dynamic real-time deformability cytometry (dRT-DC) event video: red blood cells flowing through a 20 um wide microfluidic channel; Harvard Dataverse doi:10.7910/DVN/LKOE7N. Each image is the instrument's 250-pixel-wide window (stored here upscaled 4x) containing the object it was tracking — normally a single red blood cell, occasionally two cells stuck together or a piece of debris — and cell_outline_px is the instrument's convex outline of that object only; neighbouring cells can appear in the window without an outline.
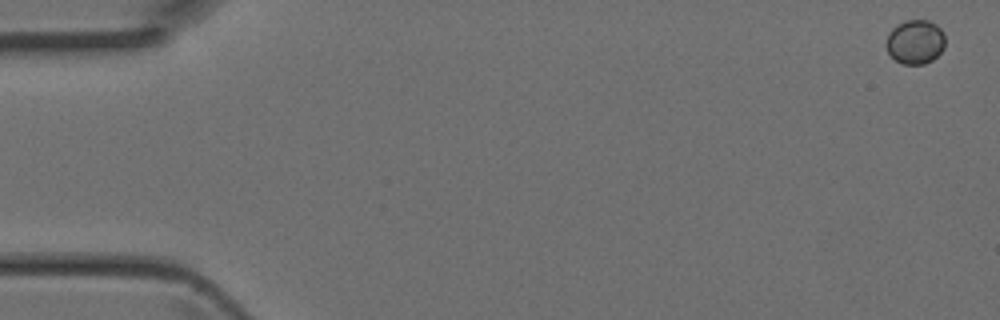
{"species": "Egyptian fruit bat (a non-hibernating species)", "species_latin": "Rousettus aegyptiacus", "temperature_condition": "room temperature", "stored_images_in_passage": 45, "camera_frame_rate_fps": 3000, "um_per_image_px": 0.085, "animal": {"sex": "female"}, "frame": {"image": 1, "passage_image": 1, "time_ms": 0.0, "image_size_px": [1000, 320], "cell_outline_px": [[944, 48], [932, 60], [924, 64], [904, 64], [896, 60], [888, 52], [884, 44], [888, 32], [896, 24], [904, 20], [928, 20], [936, 24], [940, 28], [944, 36]], "centroid_in_image_um": [77.76, 3.54], "position_along_channel_um": 7.2, "area_um2": 15.32}}
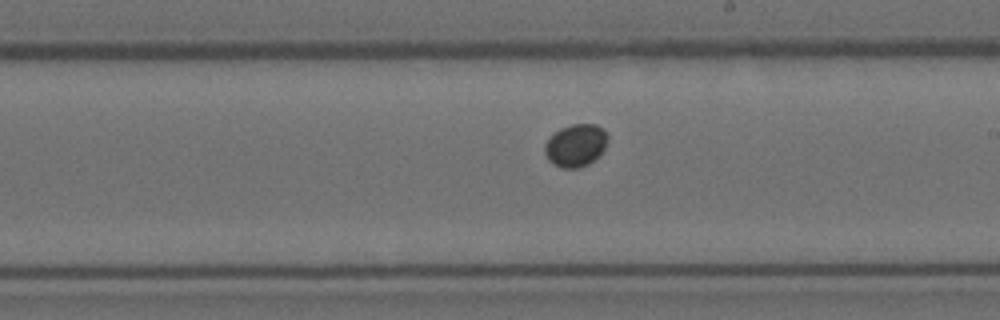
{"frame": {"image": 2, "passage_image": 26, "time_ms": 8.333, "image_size_px": [1000, 320], "cell_outline_px": [[608, 140], [600, 156], [588, 164], [580, 168], [560, 168], [552, 164], [548, 160], [544, 152], [544, 144], [560, 128], [572, 124], [596, 124], [604, 128], [608, 136]], "centroid_in_image_um": [48.95, 12.37], "position_along_channel_um": 240.0, "area_um2": 15.84}}
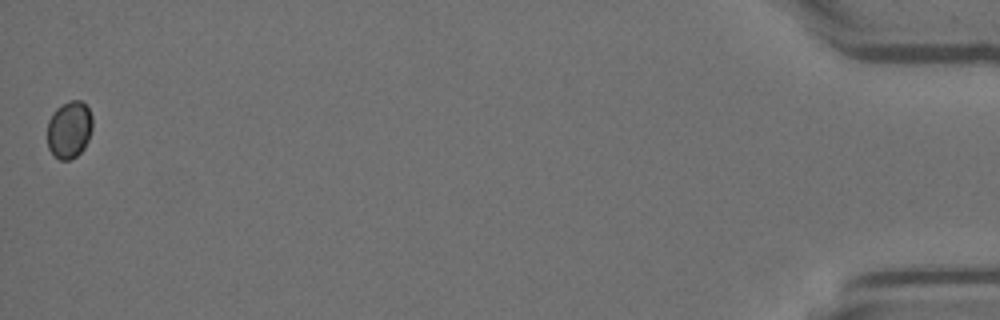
{"frame": {"image": 3, "passage_image": 45, "time_ms": 14.667, "image_size_px": [1000, 320], "cell_outline_px": [[92, 128], [88, 140], [84, 148], [76, 156], [68, 160], [60, 160], [48, 148], [48, 120], [52, 112], [56, 108], [68, 100], [80, 100], [88, 108], [92, 116]], "centroid_in_image_um": [5.88, 10.99], "position_along_channel_um": 429.3, "area_um2": 15.09}}